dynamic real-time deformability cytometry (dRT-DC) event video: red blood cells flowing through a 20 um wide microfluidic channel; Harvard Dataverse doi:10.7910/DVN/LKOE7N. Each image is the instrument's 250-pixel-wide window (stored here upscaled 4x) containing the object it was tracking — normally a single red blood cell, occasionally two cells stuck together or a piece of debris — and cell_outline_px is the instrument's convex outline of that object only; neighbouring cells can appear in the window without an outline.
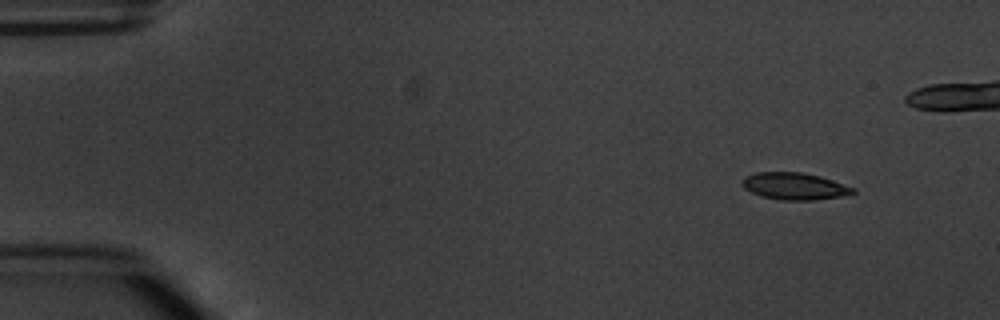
{"species": "common noctule bat (a hibernating species)", "species_latin": "Nyctalus noctula", "temperature_condition": "warm", "stored_images_in_passage": 6, "camera_frame_rate_fps": 3000, "um_per_image_px": 0.085, "animal": {"sex": "male", "body_mass_g": 20.1, "forearm_length_mm": 53.5}, "frame": {"image": 1, "passage_image": 2, "time_ms": 1.0, "image_size_px": [1000, 320], "cell_outline_px": [[856, 192], [840, 196], [812, 200], [780, 200], [760, 196], [744, 188], [744, 176], [756, 172], [800, 172], [820, 176], [856, 188]], "centroid_in_image_um": [67.54, 15.82], "position_along_channel_um": 17.5, "area_um2": 17.28}}
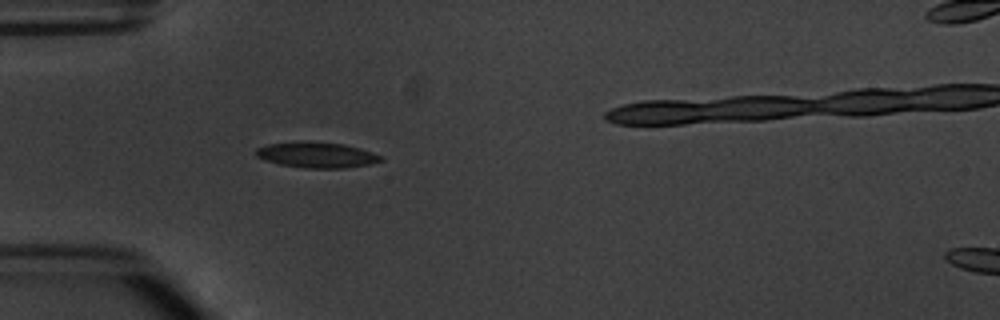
{"frame": {"image": 2, "passage_image": 5, "time_ms": 4.667, "image_size_px": [1000, 320], "cell_outline_px": [[384, 160], [368, 164], [344, 168], [304, 168], [280, 164], [264, 160], [256, 156], [256, 148], [268, 144], [300, 140], [308, 140], [344, 144], [360, 148], [384, 156]], "centroid_in_image_um": [26.91, 13.15], "position_along_channel_um": 58.1, "area_um2": 18.96}}